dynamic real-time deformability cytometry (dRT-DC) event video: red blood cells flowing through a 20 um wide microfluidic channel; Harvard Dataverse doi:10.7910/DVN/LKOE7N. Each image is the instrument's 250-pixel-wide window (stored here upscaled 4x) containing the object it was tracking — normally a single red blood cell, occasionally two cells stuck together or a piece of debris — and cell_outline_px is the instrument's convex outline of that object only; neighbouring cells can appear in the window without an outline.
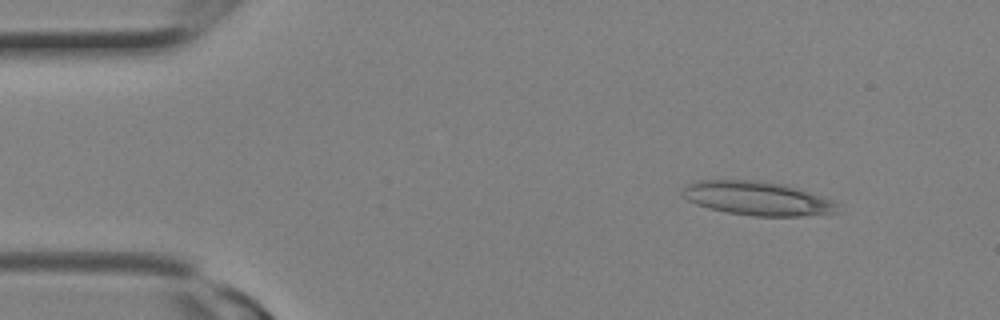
{"species": "Egyptian fruit bat (a non-hibernating species)", "species_latin": "Rousettus aegyptiacus", "temperature_condition": "room temperature", "stored_images_in_passage": 12, "camera_frame_rate_fps": 3000, "um_per_image_px": 0.085, "animal": {"sex": "female"}, "frame": {"image": 1, "passage_image": 2, "time_ms": 0.333, "image_size_px": [1000, 320], "cell_outline_px": [[840, 204], [836, 212], [800, 216], [752, 216], [728, 212], [696, 204], [680, 196], [680, 192], [688, 184], [696, 180], [756, 180], [780, 184], [800, 188], [836, 200]], "centroid_in_image_um": [64.4, 16.85], "position_along_channel_um": 20.6, "area_um2": 30.75}}
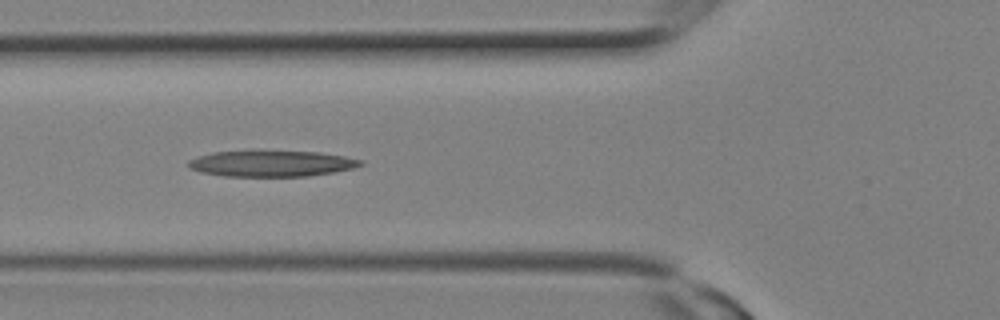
{"frame": {"image": 2, "passage_image": 8, "time_ms": 2.333, "image_size_px": [1000, 320], "cell_outline_px": [[364, 164], [352, 168], [332, 172], [308, 176], [224, 176], [200, 172], [188, 168], [188, 160], [212, 152], [252, 148], [260, 148], [320, 152], [344, 156], [364, 160]], "centroid_in_image_um": [23.04, 13.85], "position_along_channel_um": 102.8, "area_um2": 27.34}}
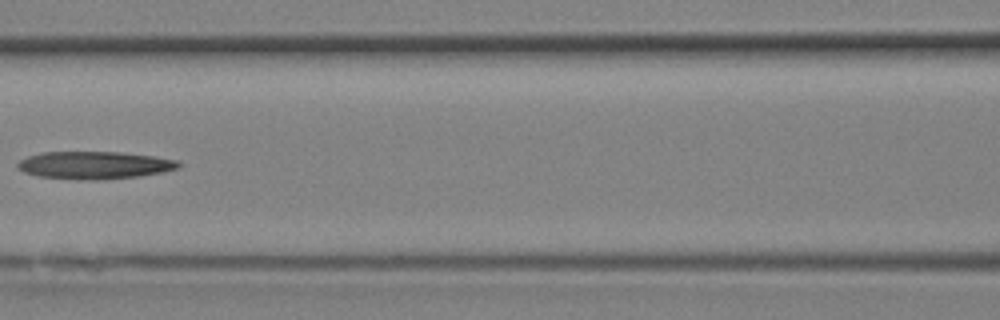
{"frame": {"image": 3, "passage_image": 10, "time_ms": 3.0, "image_size_px": [1000, 320], "cell_outline_px": [[180, 168], [164, 172], [140, 176], [104, 180], [88, 180], [40, 176], [24, 172], [16, 168], [16, 164], [20, 160], [28, 156], [40, 152], [120, 152], [152, 156], [180, 160]], "centroid_in_image_um": [8.06, 14.04], "position_along_channel_um": 158.5, "area_um2": 26.01}}